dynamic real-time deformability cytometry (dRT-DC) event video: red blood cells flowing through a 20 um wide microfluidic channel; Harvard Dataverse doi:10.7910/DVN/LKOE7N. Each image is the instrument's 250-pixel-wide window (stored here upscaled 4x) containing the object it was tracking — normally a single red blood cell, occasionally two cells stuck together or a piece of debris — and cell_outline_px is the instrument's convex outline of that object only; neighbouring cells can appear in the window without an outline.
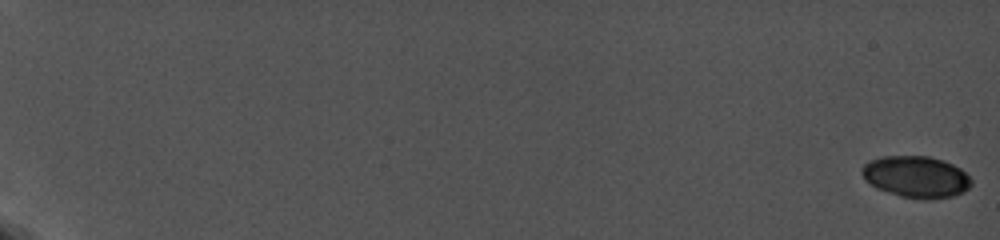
{"species": "common noctule bat (a hibernating species)", "species_latin": "Nyctalus noctula", "temperature_condition": "cold", "stored_images_in_passage": 30, "camera_frame_rate_fps": 5000, "um_per_image_px": 0.085, "animal": {"sex": "female", "body_mass_g": 19.0, "forearm_length_mm": 56.7}, "frame": {"image": 1, "passage_image": 1, "time_ms": 0.0, "image_size_px": [1000, 240], "cell_outline_px": [[972, 184], [964, 192], [952, 196], [932, 200], [924, 200], [900, 196], [876, 188], [864, 180], [860, 172], [860, 168], [868, 160], [880, 156], [928, 156], [944, 160], [960, 168], [972, 180]], "centroid_in_image_um": [77.84, 15.03], "position_along_channel_um": 7.2, "area_um2": 26.93}}
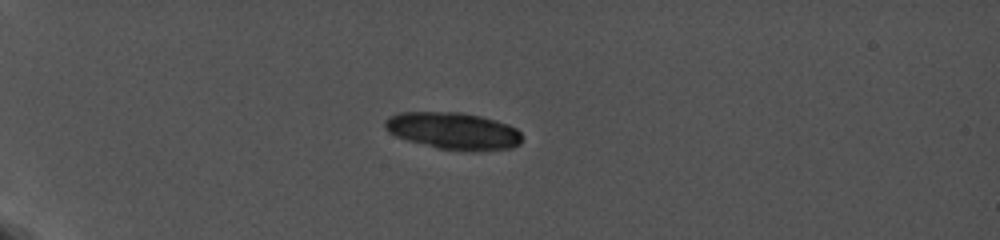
{"frame": {"image": 2, "passage_image": 24, "time_ms": 6.4, "image_size_px": [1000, 240], "cell_outline_px": [[520, 144], [512, 148], [476, 152], [460, 152], [436, 148], [408, 140], [396, 136], [388, 132], [384, 128], [384, 120], [388, 116], [400, 112], [460, 112], [480, 116], [496, 120], [508, 124], [516, 128], [520, 132]], "centroid_in_image_um": [38.52, 11.14], "position_along_channel_um": 46.5, "area_um2": 30.06}}